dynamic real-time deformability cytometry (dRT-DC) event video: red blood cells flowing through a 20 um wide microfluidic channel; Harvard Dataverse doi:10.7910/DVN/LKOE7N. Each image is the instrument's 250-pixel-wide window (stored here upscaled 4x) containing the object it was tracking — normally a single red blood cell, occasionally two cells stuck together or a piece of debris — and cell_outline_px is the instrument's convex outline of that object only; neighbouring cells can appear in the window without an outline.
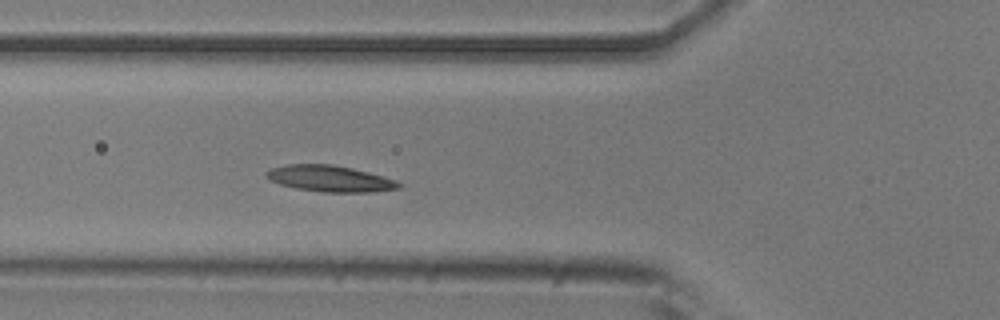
{"species": "common noctule bat (a hibernating species)", "species_latin": "Nyctalus noctula", "temperature_condition": "room temperature", "stored_images_in_passage": 5, "camera_frame_rate_fps": 3000, "um_per_image_px": 0.085, "animal": {"sex": "male", "body_mass_g": 20.5, "forearm_length_mm": 52.5}, "frame": {"image": 1, "passage_image": 5, "time_ms": 5.333, "image_size_px": [1000, 320], "cell_outline_px": [[404, 188], [372, 192], [324, 192], [296, 188], [280, 184], [264, 176], [264, 172], [272, 168], [288, 164], [332, 164], [352, 168], [368, 172], [396, 180], [404, 184]], "centroid_in_image_um": [28.09, 15.18], "position_along_channel_um": 97.7, "area_um2": 20.35}}